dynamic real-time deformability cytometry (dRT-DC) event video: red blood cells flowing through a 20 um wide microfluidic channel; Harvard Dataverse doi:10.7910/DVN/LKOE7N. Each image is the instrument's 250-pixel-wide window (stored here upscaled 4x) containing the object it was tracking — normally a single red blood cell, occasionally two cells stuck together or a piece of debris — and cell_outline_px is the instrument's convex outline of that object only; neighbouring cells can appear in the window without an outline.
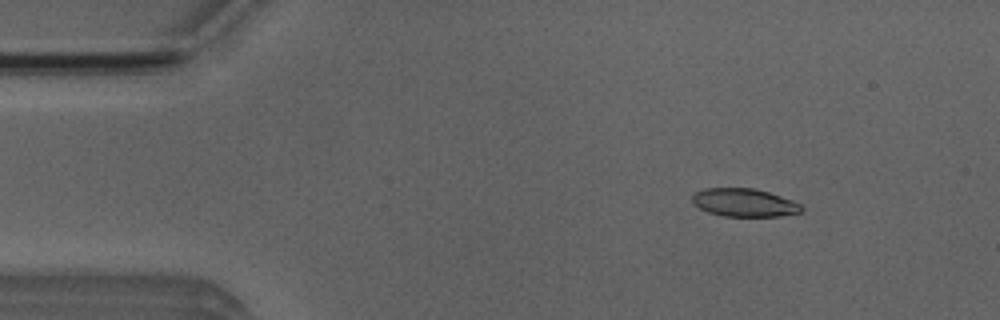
{"species": "Egyptian fruit bat (a non-hibernating species)", "species_latin": "Rousettus aegyptiacus", "temperature_condition": "room temperature", "stored_images_in_passage": 47, "camera_frame_rate_fps": 3000, "um_per_image_px": 0.085, "animal": {"sex": "male"}, "frame": {"image": 1, "passage_image": 5, "time_ms": 1.333, "image_size_px": [1000, 320], "cell_outline_px": [[804, 208], [800, 212], [780, 216], [724, 216], [708, 212], [692, 204], [692, 196], [696, 192], [704, 188], [752, 188], [768, 192], [792, 200], [800, 204]], "centroid_in_image_um": [63.24, 17.22], "position_along_channel_um": 21.8, "area_um2": 17.8}}
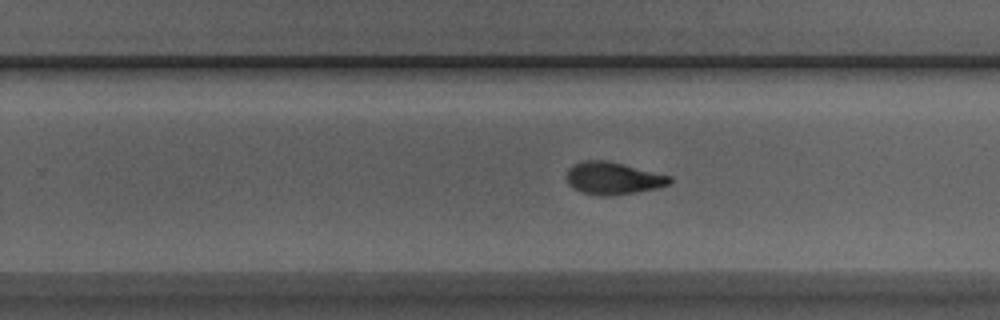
{"frame": {"image": 2, "passage_image": 30, "time_ms": 9.667, "image_size_px": [1000, 320], "cell_outline_px": [[672, 184], [660, 188], [608, 196], [600, 196], [580, 192], [572, 188], [568, 184], [568, 168], [576, 164], [588, 160], [604, 160], [672, 176]], "centroid_in_image_um": [52.14, 15.17], "position_along_channel_um": 277.7, "area_um2": 19.31}}
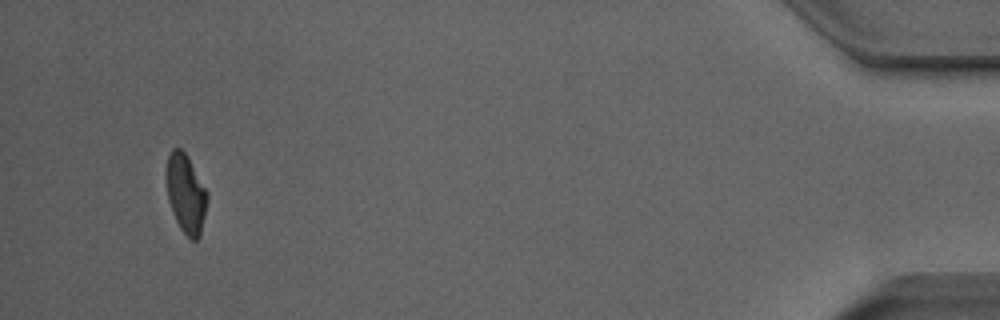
{"frame": {"image": 3, "passage_image": 47, "time_ms": 15.333, "image_size_px": [1000, 320], "cell_outline_px": [[208, 196], [200, 236], [196, 240], [192, 240], [180, 228], [176, 220], [168, 200], [168, 156], [172, 148], [180, 148], [188, 156], [208, 192]], "centroid_in_image_um": [15.83, 16.46], "position_along_channel_um": 419.4, "area_um2": 18.32}, "authors_computed_cell_mechanics": {"area_um2": 19.2474, "velocity_mm_per_s": 3.9584, "shape_relaxation_time_tau1_ms": 3.7777, "shape_relaxation_time_tau2_ms": 2.1317, "deformation_change_tau1": 0.1743, "deformation_change_tau2": 0.083}}